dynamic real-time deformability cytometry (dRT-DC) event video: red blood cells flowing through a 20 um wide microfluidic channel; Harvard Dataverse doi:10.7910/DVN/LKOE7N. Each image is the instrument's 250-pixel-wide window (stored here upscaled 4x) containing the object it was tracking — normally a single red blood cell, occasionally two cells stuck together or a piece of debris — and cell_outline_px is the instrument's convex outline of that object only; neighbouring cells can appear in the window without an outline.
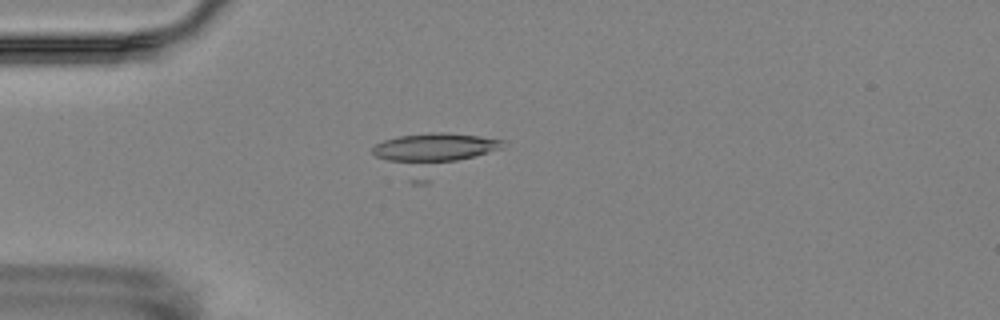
{"species": "Egyptian fruit bat (a non-hibernating species)", "species_latin": "Rousettus aegyptiacus", "temperature_condition": "room temperature", "stored_images_in_passage": 9, "camera_frame_rate_fps": 3000, "um_per_image_px": 0.085, "animal": {"sex": "female"}, "frame": {"image": 1, "passage_image": 4, "time_ms": 4.667, "image_size_px": [1000, 320], "cell_outline_px": [[504, 148], [428, 184], [412, 184], [376, 156], [372, 152], [372, 148], [376, 144], [384, 140], [400, 136], [432, 132], [444, 132], [480, 136], [504, 140]], "centroid_in_image_um": [36.87, 13.09], "position_along_channel_um": 48.1, "area_um2": 31.5}}
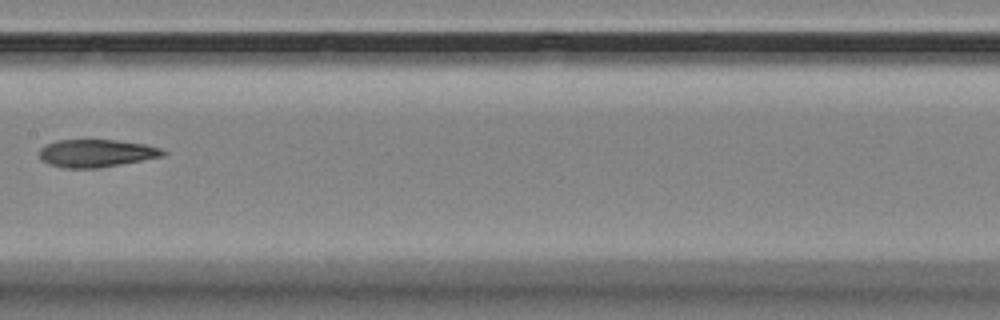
{"frame": {"image": 2, "passage_image": 8, "time_ms": 9.333, "image_size_px": [1000, 320], "cell_outline_px": [[168, 152], [164, 156], [96, 168], [64, 168], [48, 164], [40, 160], [40, 148], [56, 140], [116, 140], [144, 144], [160, 148]], "centroid_in_image_um": [8.17, 13.02], "position_along_channel_um": 199.2, "area_um2": 19.83}}
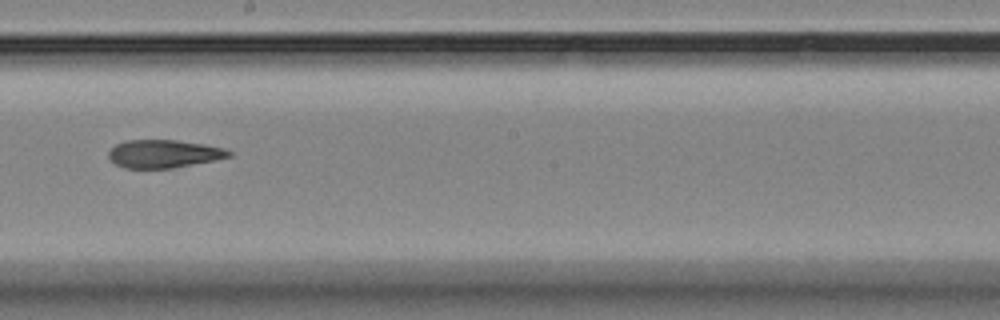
{"frame": {"image": 3, "passage_image": 9, "time_ms": 10.333, "image_size_px": [1000, 320], "cell_outline_px": [[232, 156], [172, 168], [124, 168], [116, 164], [108, 156], [108, 152], [116, 144], [128, 140], [176, 140], [224, 148], [232, 152]], "centroid_in_image_um": [13.89, 13.07], "position_along_channel_um": 234.3, "area_um2": 19.31}}